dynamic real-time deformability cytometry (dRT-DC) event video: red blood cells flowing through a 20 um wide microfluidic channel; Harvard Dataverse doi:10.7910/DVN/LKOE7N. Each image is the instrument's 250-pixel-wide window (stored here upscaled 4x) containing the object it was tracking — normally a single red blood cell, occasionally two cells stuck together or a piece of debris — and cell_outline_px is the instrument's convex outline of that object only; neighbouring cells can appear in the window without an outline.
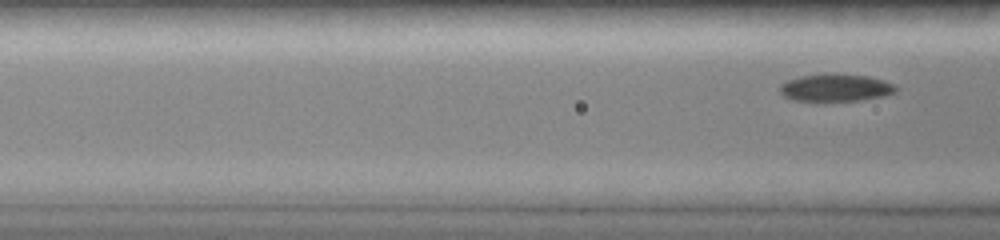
{"species": "common noctule bat (a hibernating species)", "species_latin": "Nyctalus noctula", "temperature_condition": "room temperature", "stored_images_in_passage": 18, "segment_of_instrument_passage": [2, 2], "camera_frame_rate_fps": 3000, "um_per_image_px": 0.085, "animal": {"sex": "female", "body_mass_g": 19.0, "forearm_length_mm": 51.5}, "frame": {"image": 1, "passage_image": 18, "time_ms": 7.0, "image_size_px": [1000, 240], "cell_outline_px": [[896, 92], [884, 96], [864, 100], [824, 104], [792, 100], [784, 96], [780, 92], [780, 84], [788, 80], [800, 76], [868, 76], [892, 84], [896, 88]], "centroid_in_image_um": [70.97, 7.56], "position_along_channel_um": 95.6, "area_um2": 18.55}}